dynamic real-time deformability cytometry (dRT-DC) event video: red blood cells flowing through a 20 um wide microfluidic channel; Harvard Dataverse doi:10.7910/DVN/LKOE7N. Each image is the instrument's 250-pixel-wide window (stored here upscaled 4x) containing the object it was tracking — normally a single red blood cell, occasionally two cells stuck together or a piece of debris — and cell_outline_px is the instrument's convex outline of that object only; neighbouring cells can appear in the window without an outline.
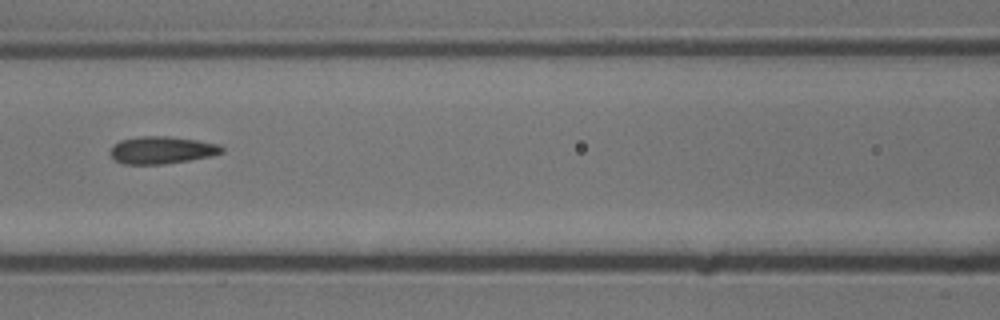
{"species": "common noctule bat (a hibernating species)", "species_latin": "Nyctalus noctula", "temperature_condition": "cold", "stored_images_in_passage": 7, "camera_frame_rate_fps": 3000, "um_per_image_px": 0.085, "animal": {"sex": "male", "body_mass_g": 13.3}, "frame": {"image": 1, "passage_image": 7, "time_ms": 2.0, "image_size_px": [1000, 320], "cell_outline_px": [[224, 152], [212, 156], [164, 164], [124, 164], [116, 160], [112, 156], [112, 148], [120, 140], [140, 136], [168, 136], [196, 140], [220, 144], [224, 148]], "centroid_in_image_um": [13.81, 12.75], "position_along_channel_um": 152.8, "area_um2": 17.63}}